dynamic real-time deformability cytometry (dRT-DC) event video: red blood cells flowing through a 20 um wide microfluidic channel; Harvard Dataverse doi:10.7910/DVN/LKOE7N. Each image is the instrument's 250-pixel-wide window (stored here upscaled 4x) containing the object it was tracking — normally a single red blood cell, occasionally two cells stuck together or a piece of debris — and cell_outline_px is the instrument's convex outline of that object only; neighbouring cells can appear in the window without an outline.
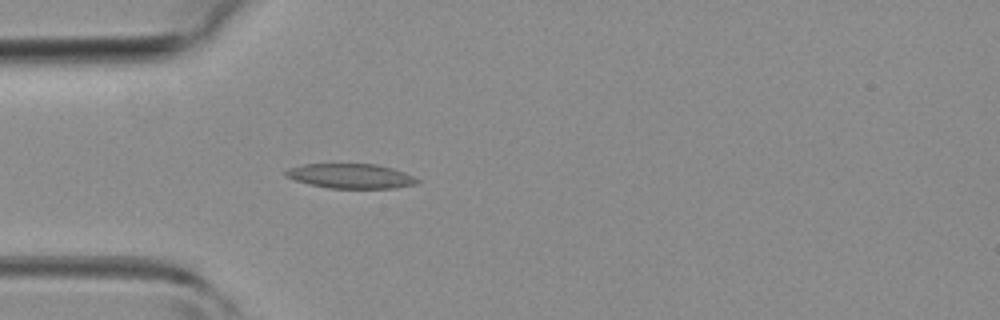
{"species": "common noctule bat (a hibernating species)", "species_latin": "Nyctalus noctula", "temperature_condition": "room temperature", "stored_images_in_passage": 5, "camera_frame_rate_fps": 3000, "um_per_image_px": 0.085, "animal": {"sex": "female", "body_mass_g": 19.3, "forearm_length_mm": 54.1}, "frame": {"image": 1, "passage_image": 5, "time_ms": 5.667, "image_size_px": [1000, 320], "cell_outline_px": [[420, 180], [416, 184], [396, 188], [328, 188], [308, 184], [292, 180], [284, 176], [284, 172], [288, 168], [304, 164], [376, 164], [392, 168], [404, 172]], "centroid_in_image_um": [29.76, 14.97], "position_along_channel_um": 55.2, "area_um2": 19.02}}